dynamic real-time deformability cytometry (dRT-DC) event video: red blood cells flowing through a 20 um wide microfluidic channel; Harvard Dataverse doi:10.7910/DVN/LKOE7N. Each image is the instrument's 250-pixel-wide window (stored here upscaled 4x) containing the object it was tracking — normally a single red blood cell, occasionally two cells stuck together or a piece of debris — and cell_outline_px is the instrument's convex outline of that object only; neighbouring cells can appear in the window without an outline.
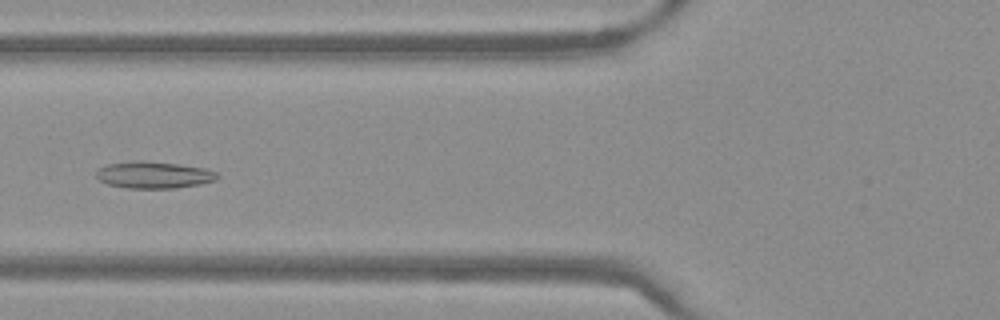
{"species": "Egyptian fruit bat (a non-hibernating species)", "species_latin": "Rousettus aegyptiacus", "temperature_condition": "warm", "stored_images_in_passage": 35, "camera_frame_rate_fps": 3000, "um_per_image_px": 0.085, "frame": {"image": 1, "passage_image": 4, "time_ms": 1.0, "image_size_px": [1000, 320], "cell_outline_px": [[220, 176], [216, 180], [200, 184], [176, 188], [128, 188], [108, 184], [100, 180], [96, 176], [96, 172], [100, 168], [108, 164], [132, 160], [144, 160], [180, 164], [204, 168], [216, 172]], "centroid_in_image_um": [13.09, 14.86], "position_along_channel_um": 112.7, "area_um2": 19.02}}
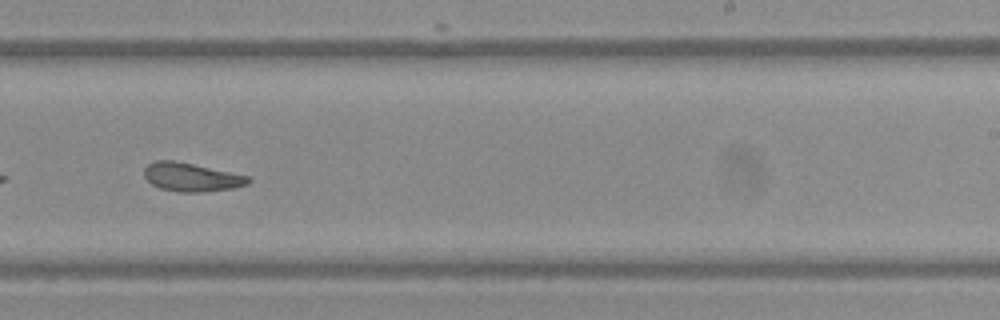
{"frame": {"image": 2, "passage_image": 16, "time_ms": 5.0, "image_size_px": [1000, 320], "cell_outline_px": [[252, 180], [248, 184], [232, 188], [200, 192], [180, 192], [160, 188], [152, 184], [144, 176], [144, 168], [148, 164], [156, 160], [172, 160], [192, 164], [248, 176]], "centroid_in_image_um": [16.24, 15.06], "position_along_channel_um": 272.8, "area_um2": 17.05}}
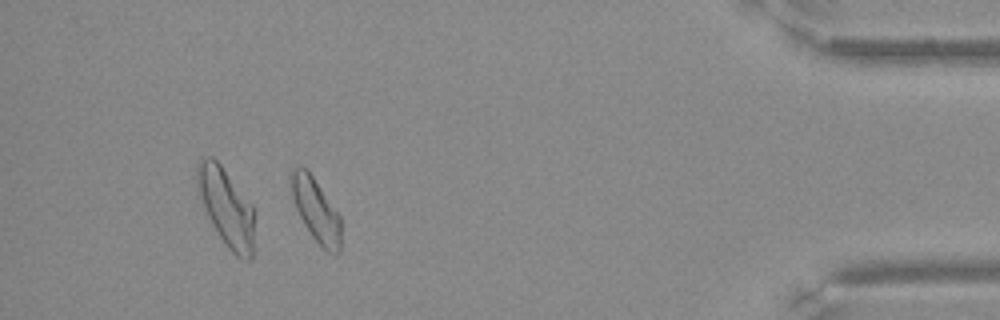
{"frame": {"image": 3, "passage_image": 30, "time_ms": 9.667, "image_size_px": [1000, 320], "cell_outline_px": [[340, 252], [336, 256], [328, 252], [312, 236], [304, 224], [296, 208], [292, 196], [288, 176], [292, 168], [304, 168], [312, 176], [340, 216]], "centroid_in_image_um": [26.83, 17.86], "position_along_channel_um": 408.4, "area_um2": 18.09}}